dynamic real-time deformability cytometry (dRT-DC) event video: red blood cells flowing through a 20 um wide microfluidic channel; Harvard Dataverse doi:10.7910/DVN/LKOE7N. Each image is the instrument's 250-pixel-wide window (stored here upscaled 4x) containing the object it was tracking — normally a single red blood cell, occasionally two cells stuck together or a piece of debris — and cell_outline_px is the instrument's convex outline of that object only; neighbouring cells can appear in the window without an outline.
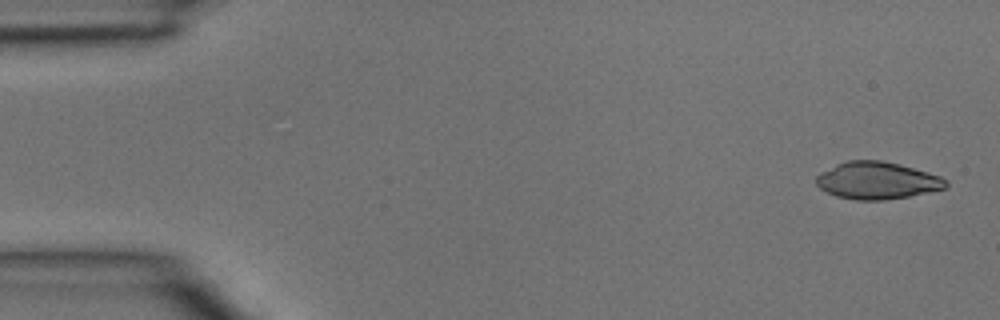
{"species": "common noctule bat (a hibernating species)", "species_latin": "Nyctalus noctula", "temperature_condition": "room temperature", "stored_images_in_passage": 4, "camera_frame_rate_fps": 3000, "um_per_image_px": 0.085, "animal": {"sex": "male", "body_mass_g": 15.6}, "frame": {"image": 1, "passage_image": 1, "time_ms": 0.0, "image_size_px": [1000, 320], "cell_outline_px": [[948, 188], [908, 196], [884, 200], [856, 200], [836, 196], [820, 188], [816, 184], [816, 176], [820, 172], [836, 164], [848, 160], [880, 160], [900, 164], [940, 176], [948, 184]], "centroid_in_image_um": [74.53, 15.34], "position_along_channel_um": 10.5, "area_um2": 28.03}}
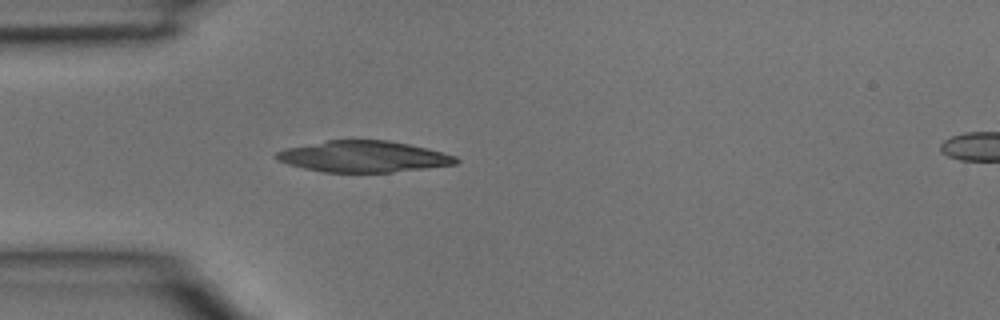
{"frame": {"image": 2, "passage_image": 3, "time_ms": 0.667, "image_size_px": [1000, 320], "cell_outline_px": [[460, 160], [456, 164], [392, 172], [324, 172], [304, 168], [288, 164], [280, 160], [276, 156], [276, 152], [284, 148], [328, 140], [388, 140], [428, 148], [456, 156]], "centroid_in_image_um": [30.91, 13.3], "position_along_channel_um": 54.1, "area_um2": 32.48}}